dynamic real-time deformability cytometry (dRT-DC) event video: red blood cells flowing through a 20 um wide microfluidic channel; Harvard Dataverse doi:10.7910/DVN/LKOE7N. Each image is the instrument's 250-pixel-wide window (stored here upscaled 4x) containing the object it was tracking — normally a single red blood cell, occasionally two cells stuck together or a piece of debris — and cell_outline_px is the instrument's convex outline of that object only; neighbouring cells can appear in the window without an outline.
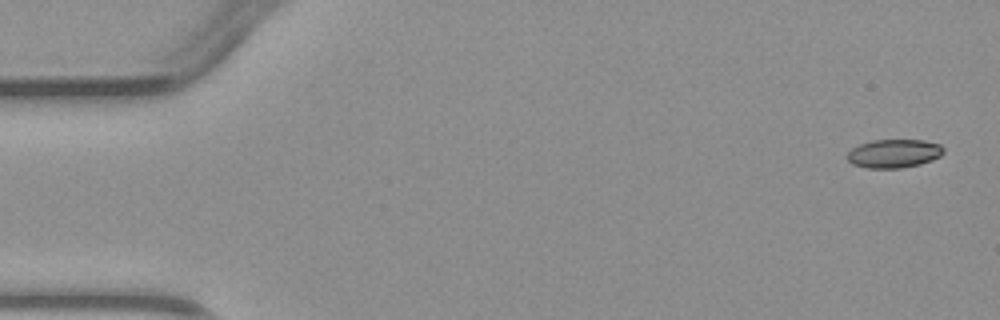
{"species": "common noctule bat (a hibernating species)", "species_latin": "Nyctalus noctula", "temperature_condition": "warm", "stored_images_in_passage": 5, "camera_frame_rate_fps": 3000, "um_per_image_px": 0.085, "animal": {"sex": "male", "body_mass_g": 23.1, "forearm_length_mm": 52.7}, "frame": {"image": 1, "passage_image": 5, "time_ms": 5.0, "image_size_px": [1000, 320], "cell_outline_px": [[944, 152], [940, 156], [932, 160], [920, 164], [900, 168], [868, 168], [852, 164], [844, 156], [852, 148], [860, 144], [872, 140], [924, 140], [940, 144], [944, 148]], "centroid_in_image_um": [75.97, 13.05], "position_along_channel_um": 9.0, "area_um2": 16.13}}